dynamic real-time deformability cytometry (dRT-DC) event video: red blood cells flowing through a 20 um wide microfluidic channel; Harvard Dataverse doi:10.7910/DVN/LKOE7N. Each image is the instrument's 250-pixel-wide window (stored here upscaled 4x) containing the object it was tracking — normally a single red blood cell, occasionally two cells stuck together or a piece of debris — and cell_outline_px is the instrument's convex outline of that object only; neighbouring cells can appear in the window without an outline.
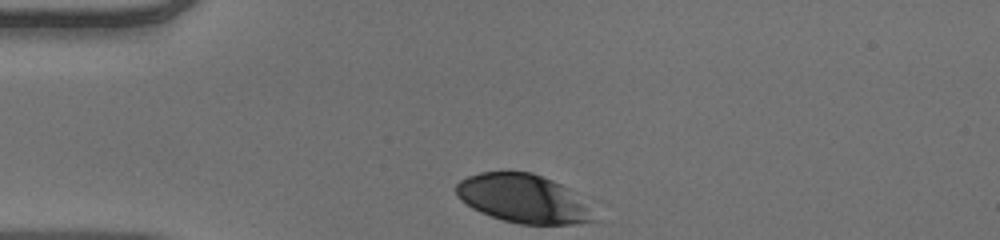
{"species": "human", "species_latin": "Homo sapiens", "temperature_condition": "warm", "stored_images_in_passage": 32, "camera_frame_rate_fps": 3000, "um_per_image_px": 0.085, "donor": {"sex": "male"}, "frame": {"image": 1, "passage_image": 1, "time_ms": 0.0, "image_size_px": [1000, 240], "cell_outline_px": [[600, 220], [580, 224], [520, 224], [504, 220], [480, 212], [472, 208], [460, 200], [456, 196], [456, 184], [460, 180], [468, 176], [480, 172], [532, 172], [552, 180], [568, 188], [588, 204]], "centroid_in_image_um": [44.51, 16.9], "position_along_channel_um": 40.5, "area_um2": 39.19}}
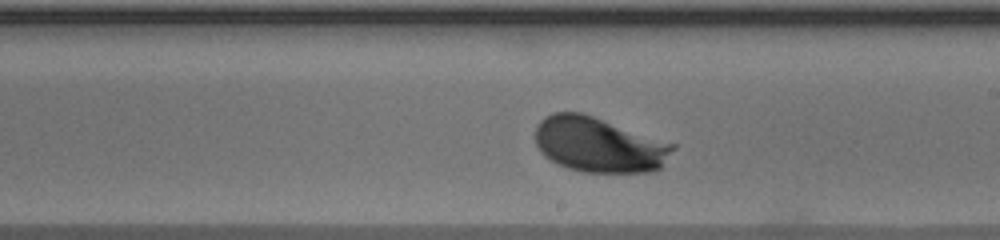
{"frame": {"image": 2, "passage_image": 19, "time_ms": 6.0, "image_size_px": [1000, 240], "cell_outline_px": [[676, 148], [660, 168], [652, 172], [584, 172], [568, 168], [556, 164], [544, 156], [540, 152], [536, 144], [536, 124], [544, 116], [552, 112], [580, 112], [676, 144]], "centroid_in_image_um": [50.89, 12.31], "position_along_channel_um": 238.1, "area_um2": 44.27}}
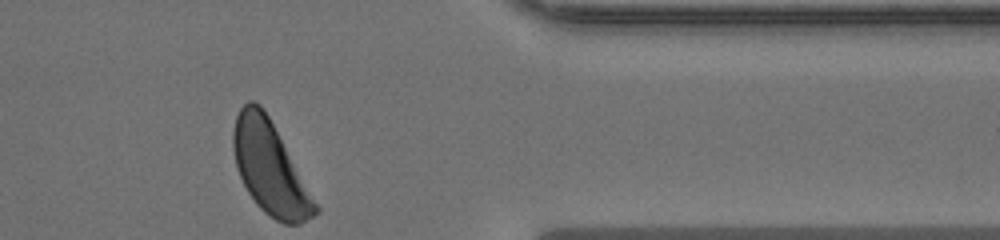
{"frame": {"image": 3, "passage_image": 32, "time_ms": 10.333, "image_size_px": [1000, 240], "cell_outline_px": [[320, 212], [300, 224], [284, 224], [276, 220], [264, 212], [256, 204], [248, 192], [236, 168], [232, 148], [232, 132], [236, 116], [240, 108], [248, 100], [252, 100], [260, 104], [268, 116], [320, 208]], "centroid_in_image_um": [22.93, 14.3], "position_along_channel_um": 388.5, "area_um2": 43.75}, "authors_computed_cell_mechanics": {"area_um2": 43.3789, "velocity_mm_per_s": 3.8546, "shape_relaxation_time_tau1_ms": 1.8135, "shape_relaxation_time_tau2_ms": null, "deformation_change_tau1": 0.1175, "deformation_change_tau2": null}}